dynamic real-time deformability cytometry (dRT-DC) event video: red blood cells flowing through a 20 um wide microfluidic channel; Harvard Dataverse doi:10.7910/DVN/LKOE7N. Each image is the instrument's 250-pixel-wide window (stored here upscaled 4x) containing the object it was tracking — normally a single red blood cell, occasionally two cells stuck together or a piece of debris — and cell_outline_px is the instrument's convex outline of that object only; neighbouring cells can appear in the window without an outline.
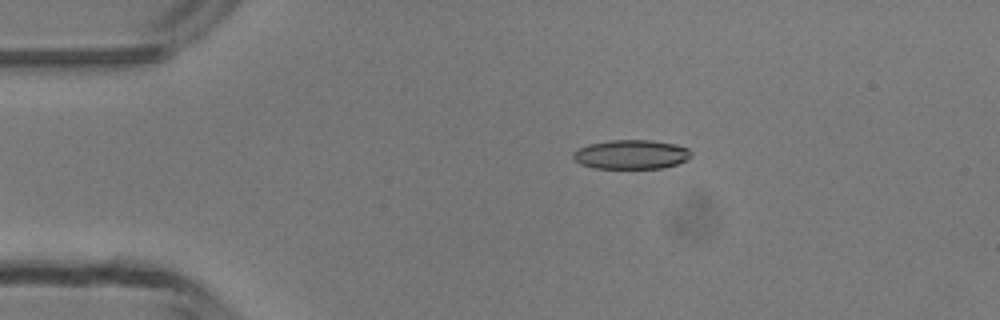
{"species": "common noctule bat (a hibernating species)", "species_latin": "Nyctalus noctula", "temperature_condition": "room temperature", "stored_images_in_passage": 47, "camera_frame_rate_fps": 3000, "um_per_image_px": 0.085, "animal": {"sex": "male", "body_mass_g": 13.3}, "frame": {"image": 1, "passage_image": 8, "time_ms": 2.333, "image_size_px": [1000, 320], "cell_outline_px": [[692, 156], [688, 160], [664, 168], [592, 168], [580, 164], [572, 156], [572, 152], [588, 144], [608, 140], [652, 140], [676, 144], [688, 148], [692, 152]], "centroid_in_image_um": [53.67, 13.12], "position_along_channel_um": 31.3, "area_um2": 20.29}}
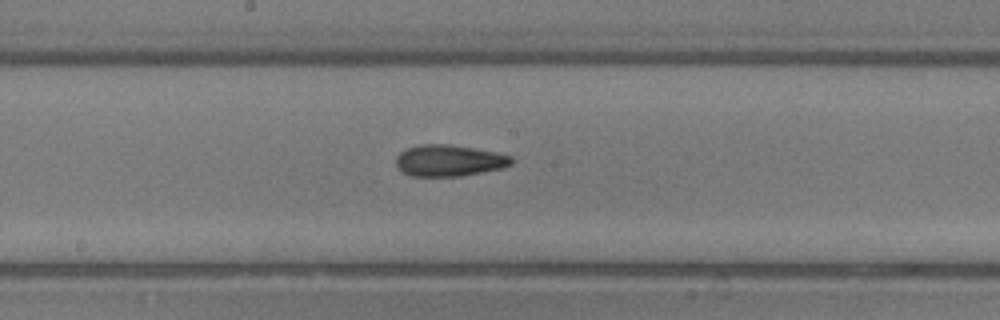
{"frame": {"image": 2, "passage_image": 24, "time_ms": 7.667, "image_size_px": [1000, 320], "cell_outline_px": [[512, 164], [504, 168], [460, 176], [412, 176], [400, 172], [396, 168], [396, 156], [400, 152], [408, 148], [420, 144], [452, 144], [496, 152], [512, 156]], "centroid_in_image_um": [38.15, 13.65], "position_along_channel_um": 210.0, "area_um2": 21.39}}
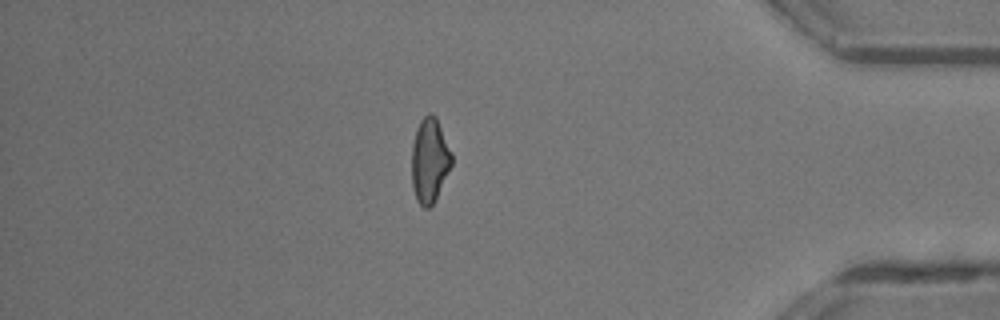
{"frame": {"image": 3, "passage_image": 40, "time_ms": 13.0, "image_size_px": [1000, 320], "cell_outline_px": [[452, 164], [436, 200], [428, 208], [424, 208], [416, 200], [412, 188], [412, 144], [416, 128], [420, 120], [428, 112], [432, 112], [436, 116], [452, 152]], "centroid_in_image_um": [36.52, 13.62], "position_along_channel_um": 398.7, "area_um2": 20.0}, "authors_computed_cell_mechanics": {"area_um2": 20.519, "velocity_mm_per_s": 4.2586, "shape_relaxation_time_tau1_ms": 9.0224, "shape_relaxation_time_tau2_ms": 3.0785, "deformation_change_tau1": 0.2039, "deformation_change_tau2": 0.1119}}